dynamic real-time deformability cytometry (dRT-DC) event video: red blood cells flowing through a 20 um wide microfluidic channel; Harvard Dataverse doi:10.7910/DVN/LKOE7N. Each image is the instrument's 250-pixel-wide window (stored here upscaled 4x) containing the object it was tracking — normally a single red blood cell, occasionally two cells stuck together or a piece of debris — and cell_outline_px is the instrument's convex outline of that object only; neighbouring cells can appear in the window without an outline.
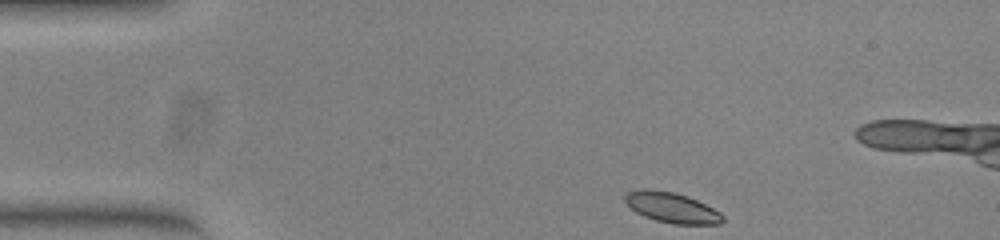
{"species": "common noctule bat (a hibernating species)", "species_latin": "Nyctalus noctula", "temperature_condition": "warm", "stored_images_in_passage": 47, "camera_frame_rate_fps": 3000, "um_per_image_px": 0.085, "animal": {"sex": "female", "body_mass_g": 23.0, "forearm_length_mm": 53.4}, "frame": {"image": 1, "passage_image": 1, "time_ms": 0.0, "image_size_px": [1000, 240], "cell_outline_px": [[724, 220], [720, 224], [672, 224], [656, 220], [644, 216], [636, 212], [624, 200], [624, 196], [628, 192], [640, 188], [644, 188], [672, 192], [696, 200], [720, 212], [724, 216]], "centroid_in_image_um": [57.09, 17.65], "position_along_channel_um": 27.9, "area_um2": 17.05}}
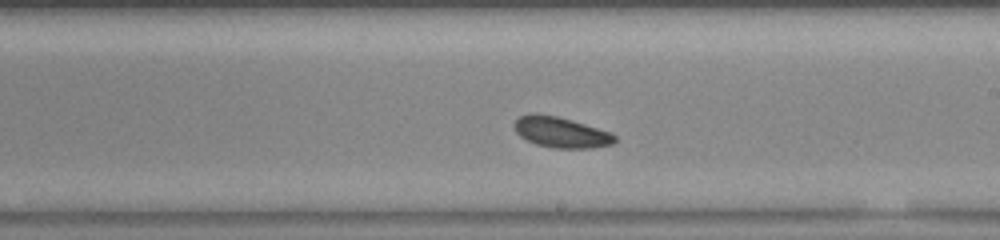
{"frame": {"image": 2, "passage_image": 23, "time_ms": 7.333, "image_size_px": [1000, 240], "cell_outline_px": [[616, 140], [612, 144], [592, 148], [552, 148], [536, 144], [520, 136], [516, 132], [516, 120], [520, 116], [556, 116], [584, 124], [608, 132], [616, 136]], "centroid_in_image_um": [47.73, 11.29], "position_along_channel_um": 241.3, "area_um2": 17.11}}
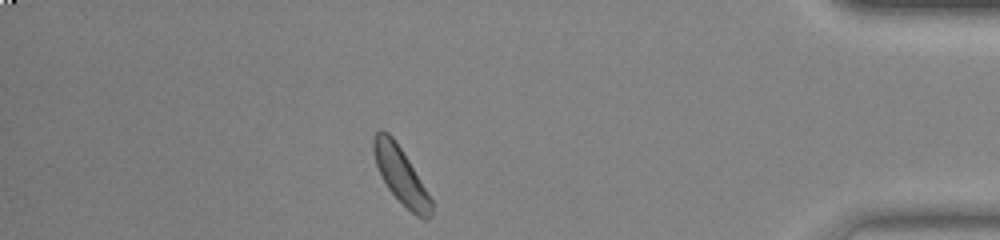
{"frame": {"image": 3, "passage_image": 39, "time_ms": 12.667, "image_size_px": [1000, 240], "cell_outline_px": [[432, 216], [428, 220], [424, 220], [416, 216], [388, 188], [376, 164], [372, 148], [372, 144], [376, 132], [388, 132], [392, 136], [408, 160], [432, 200]], "centroid_in_image_um": [34.09, 14.94], "position_along_channel_um": 401.1, "area_um2": 18.26}, "authors_computed_cell_mechanics": {"area_um2": 17.7446, "velocity_mm_per_s": 3.7934, "shape_relaxation_time_tau1_ms": 2.1149, "shape_relaxation_time_tau2_ms": null, "deformation_change_tau1": 0.0596, "deformation_change_tau2": null}}